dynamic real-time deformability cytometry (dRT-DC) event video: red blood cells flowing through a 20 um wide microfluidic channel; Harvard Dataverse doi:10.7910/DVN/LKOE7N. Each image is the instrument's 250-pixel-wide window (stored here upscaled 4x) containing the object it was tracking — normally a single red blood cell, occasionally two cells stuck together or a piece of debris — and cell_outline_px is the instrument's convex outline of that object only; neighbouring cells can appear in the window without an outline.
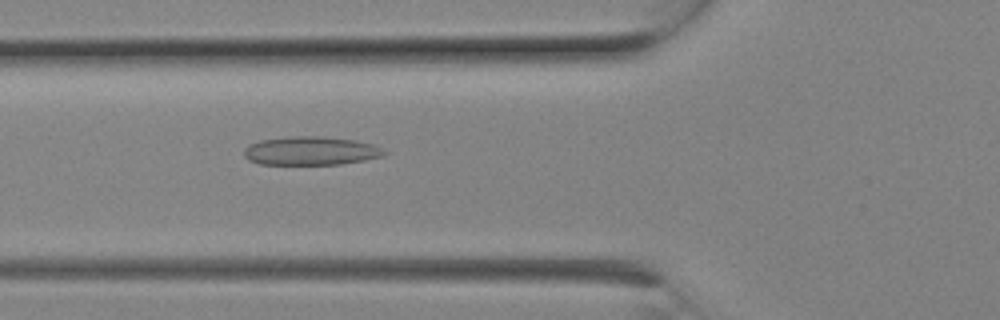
{"species": "Egyptian fruit bat (a non-hibernating species)", "species_latin": "Rousettus aegyptiacus", "temperature_condition": "room temperature", "stored_images_in_passage": 3, "camera_frame_rate_fps": 3000, "um_per_image_px": 0.085, "animal": {"sex": "female"}, "frame": {"image": 1, "passage_image": 3, "time_ms": 0.667, "image_size_px": [1000, 320], "cell_outline_px": [[388, 152], [380, 156], [364, 160], [340, 164], [260, 164], [248, 160], [244, 156], [244, 148], [248, 144], [260, 140], [296, 136], [324, 136], [356, 140], [372, 144]], "centroid_in_image_um": [26.38, 12.82], "position_along_channel_um": 99.4, "area_um2": 23.29}}